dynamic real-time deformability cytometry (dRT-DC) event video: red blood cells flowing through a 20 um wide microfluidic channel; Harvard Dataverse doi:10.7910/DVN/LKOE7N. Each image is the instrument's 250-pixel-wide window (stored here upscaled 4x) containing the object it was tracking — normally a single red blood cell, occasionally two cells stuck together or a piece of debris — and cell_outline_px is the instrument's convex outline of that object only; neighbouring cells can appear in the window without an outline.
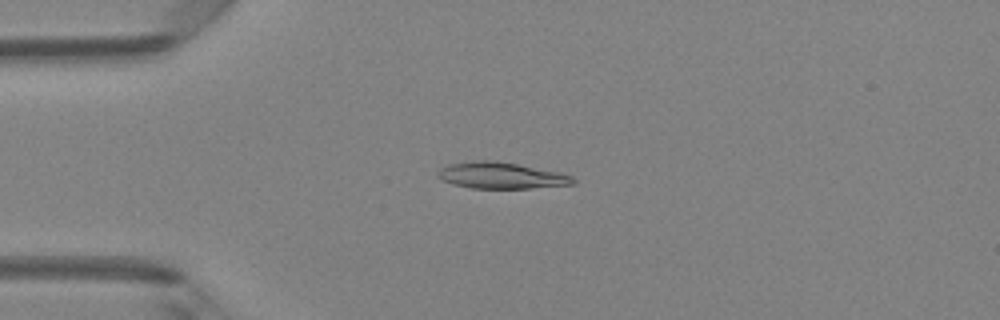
{"species": "Egyptian fruit bat (a non-hibernating species)", "species_latin": "Rousettus aegyptiacus", "temperature_condition": "room temperature", "stored_images_in_passage": 48, "camera_frame_rate_fps": 3000, "um_per_image_px": 0.085, "animal": {"sex": "female"}, "frame": {"image": 1, "passage_image": 12, "time_ms": 3.667, "image_size_px": [1000, 320], "cell_outline_px": [[576, 184], [528, 188], [472, 188], [452, 184], [440, 180], [436, 176], [436, 172], [440, 168], [448, 164], [472, 160], [496, 160], [560, 172], [572, 176], [576, 180]], "centroid_in_image_um": [42.55, 14.91], "position_along_channel_um": 42.4, "area_um2": 21.04}}
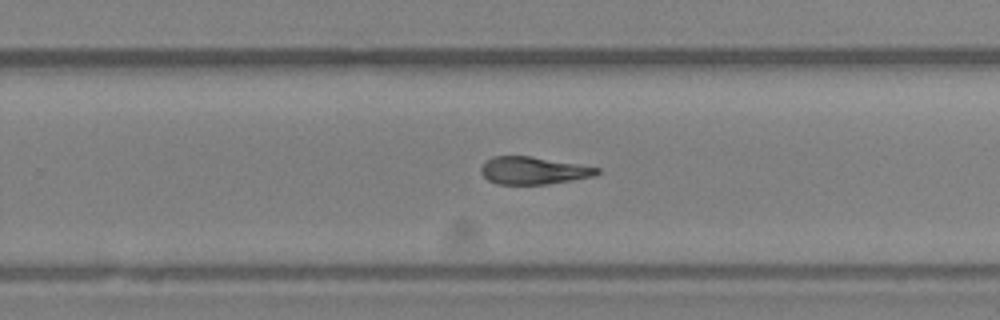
{"frame": {"image": 2, "passage_image": 31, "time_ms": 10.0, "image_size_px": [1000, 320], "cell_outline_px": [[600, 172], [596, 176], [548, 184], [496, 184], [488, 180], [480, 172], [480, 168], [492, 156], [532, 156], [600, 168]], "centroid_in_image_um": [45.34, 14.5], "position_along_channel_um": 284.5, "area_um2": 18.55}}
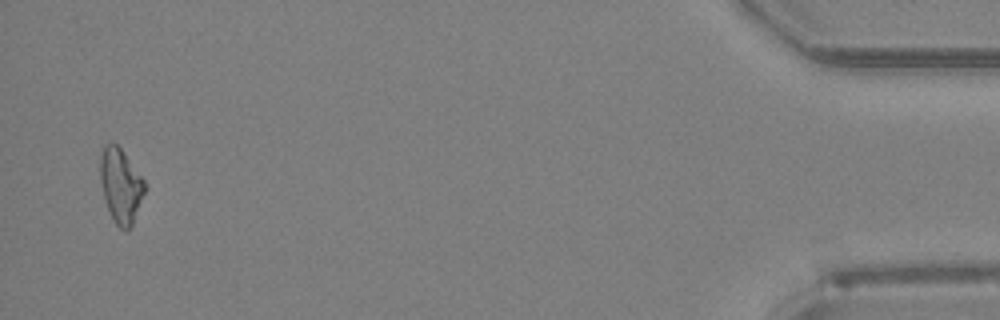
{"frame": {"image": 3, "passage_image": 47, "time_ms": 15.333, "image_size_px": [1000, 320], "cell_outline_px": [[144, 192], [132, 224], [128, 228], [120, 228], [116, 224], [104, 200], [100, 180], [100, 156], [104, 144], [116, 144], [120, 148], [144, 180]], "centroid_in_image_um": [10.22, 15.75], "position_along_channel_um": 425.0, "area_um2": 18.67}, "authors_computed_cell_mechanics": {"area_um2": 19.8254, "velocity_mm_per_s": 4.2159, "shape_relaxation_time_tau1_ms": null, "shape_relaxation_time_tau2_ms": 7.1038, "deformation_change_tau1": null, "deformation_change_tau2": 0.1762}}